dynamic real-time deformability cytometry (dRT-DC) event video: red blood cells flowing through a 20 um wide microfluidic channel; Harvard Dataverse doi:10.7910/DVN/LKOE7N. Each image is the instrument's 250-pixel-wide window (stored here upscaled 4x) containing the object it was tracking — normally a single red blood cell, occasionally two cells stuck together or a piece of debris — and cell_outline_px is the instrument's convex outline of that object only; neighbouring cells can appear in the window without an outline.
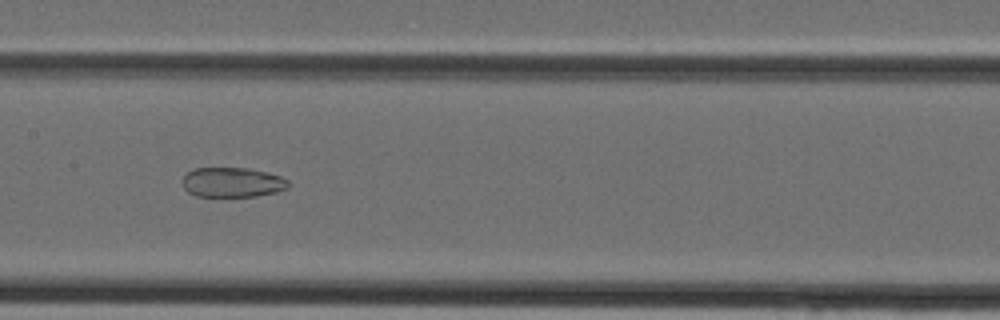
{"species": "Egyptian fruit bat (a non-hibernating species)", "species_latin": "Rousettus aegyptiacus", "temperature_condition": "cold", "stored_images_in_passage": 40, "camera_frame_rate_fps": 3000, "um_per_image_px": 0.085, "animal": {"sex": "female"}, "frame": {"image": 1, "passage_image": 20, "time_ms": 6.333, "image_size_px": [1000, 320], "cell_outline_px": [[288, 188], [276, 192], [256, 196], [196, 196], [188, 192], [184, 188], [180, 180], [188, 172], [196, 168], [248, 168], [268, 172], [280, 176], [288, 180]], "centroid_in_image_um": [19.73, 15.49], "position_along_channel_um": 187.7, "area_um2": 18.44}}
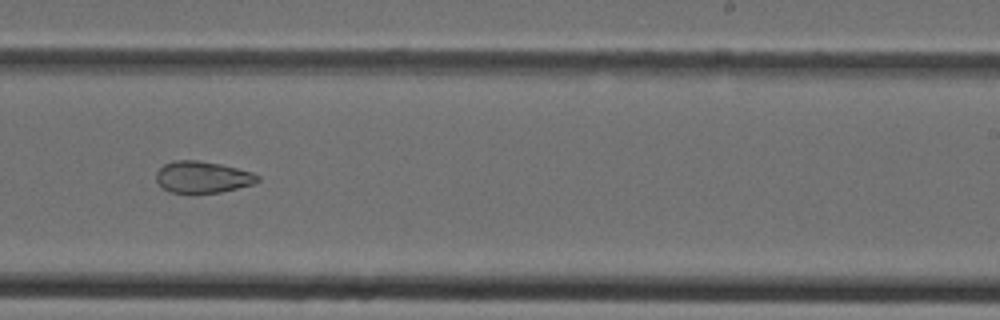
{"frame": {"image": 2, "passage_image": 25, "time_ms": 8.0, "image_size_px": [1000, 320], "cell_outline_px": [[260, 180], [256, 184], [220, 192], [172, 192], [164, 188], [156, 180], [156, 172], [164, 164], [176, 160], [196, 160], [220, 164], [252, 172], [260, 176]], "centroid_in_image_um": [17.26, 15.04], "position_along_channel_um": 271.7, "area_um2": 18.5}}
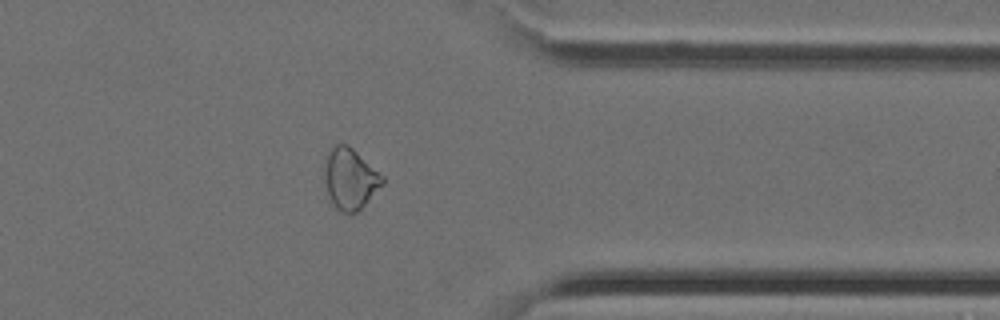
{"frame": {"image": 3, "passage_image": 32, "time_ms": 10.333, "image_size_px": [1000, 320], "cell_outline_px": [[384, 184], [356, 212], [340, 212], [332, 204], [324, 180], [324, 168], [328, 156], [332, 148], [336, 144], [348, 144], [384, 176]], "centroid_in_image_um": [29.77, 15.19], "position_along_channel_um": 381.6, "area_um2": 20.29}}